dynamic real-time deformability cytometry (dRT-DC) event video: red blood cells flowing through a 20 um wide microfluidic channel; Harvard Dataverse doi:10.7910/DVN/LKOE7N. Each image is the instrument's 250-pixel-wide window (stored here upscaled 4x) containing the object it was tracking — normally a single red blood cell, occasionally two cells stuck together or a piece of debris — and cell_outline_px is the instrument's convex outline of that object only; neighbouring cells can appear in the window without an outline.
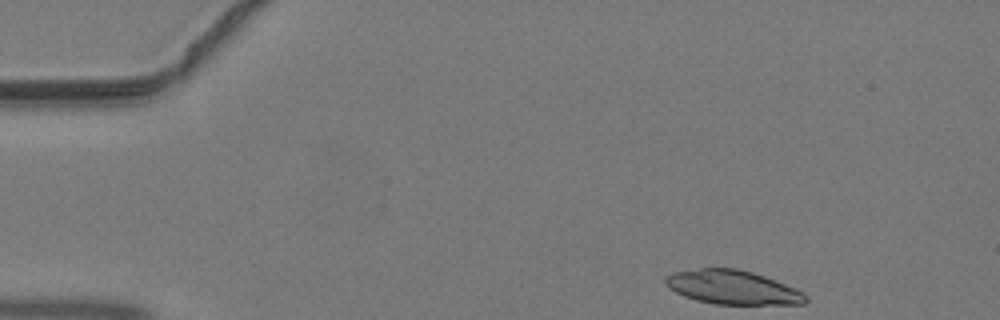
{"species": "common noctule bat (a hibernating species)", "species_latin": "Nyctalus noctula", "temperature_condition": "warm", "stored_images_in_passage": 15, "camera_frame_rate_fps": 3000, "um_per_image_px": 0.085, "animal": {"sex": "male", "body_mass_g": 19.2, "forearm_length_mm": 51.8}, "frame": {"image": 1, "passage_image": 1, "time_ms": 0.0, "image_size_px": [1000, 320], "cell_outline_px": [[808, 300], [804, 304], [716, 304], [696, 300], [684, 296], [668, 288], [664, 280], [664, 276], [672, 272], [700, 268], [736, 268], [752, 272], [764, 276], [796, 288], [804, 292], [808, 296]], "centroid_in_image_um": [62.26, 24.42], "position_along_channel_um": 22.7, "area_um2": 27.86}}